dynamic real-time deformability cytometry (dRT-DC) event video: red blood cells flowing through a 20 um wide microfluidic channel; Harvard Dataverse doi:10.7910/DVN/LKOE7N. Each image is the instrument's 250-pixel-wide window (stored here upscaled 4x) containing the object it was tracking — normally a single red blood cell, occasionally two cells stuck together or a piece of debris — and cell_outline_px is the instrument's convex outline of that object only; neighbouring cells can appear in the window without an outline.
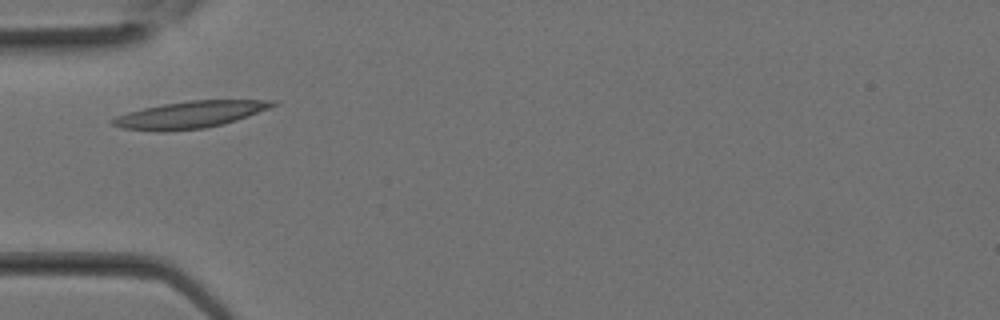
{"species": "Egyptian fruit bat (a non-hibernating species)", "species_latin": "Rousettus aegyptiacus", "temperature_condition": "room temperature", "stored_images_in_passage": 18, "camera_frame_rate_fps": 3000, "um_per_image_px": 0.085, "animal": {"sex": "female"}, "frame": {"image": 1, "passage_image": 1, "time_ms": 0.0, "image_size_px": [1000, 320], "cell_outline_px": [[280, 104], [236, 120], [224, 124], [204, 128], [160, 132], [156, 132], [124, 128], [112, 124], [108, 120], [116, 116], [128, 112], [144, 108], [164, 104], [188, 100], [276, 100]], "centroid_in_image_um": [16.15, 9.75], "position_along_channel_um": 68.9, "area_um2": 25.09}}
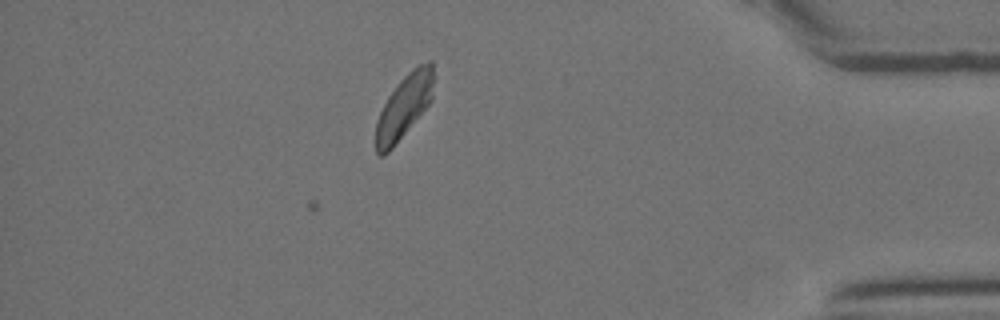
{"frame": {"image": 2, "passage_image": 18, "time_ms": 5.667, "image_size_px": [1000, 320], "cell_outline_px": [[432, 100], [392, 148], [384, 156], [380, 156], [376, 152], [376, 120], [388, 96], [396, 84], [412, 68], [428, 60], [432, 60]], "centroid_in_image_um": [34.32, 9.05], "position_along_channel_um": 400.9, "area_um2": 21.1}}